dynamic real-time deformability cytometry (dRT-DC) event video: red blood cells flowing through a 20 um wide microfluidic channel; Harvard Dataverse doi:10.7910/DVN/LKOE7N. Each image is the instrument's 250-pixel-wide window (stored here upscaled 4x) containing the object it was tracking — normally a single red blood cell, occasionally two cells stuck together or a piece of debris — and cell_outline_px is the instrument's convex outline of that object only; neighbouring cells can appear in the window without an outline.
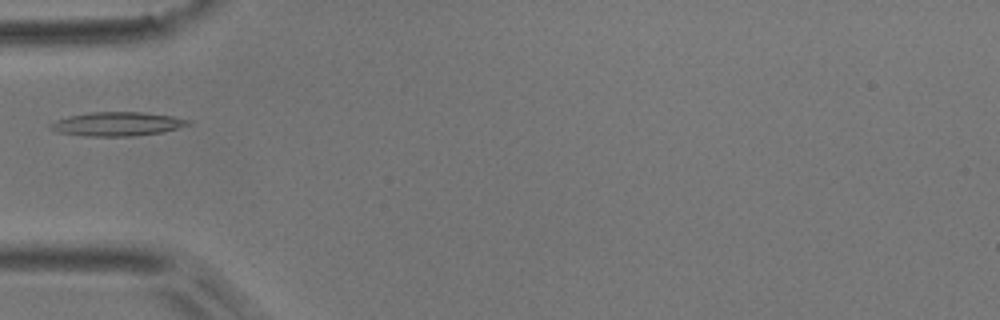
{"species": "common noctule bat (a hibernating species)", "species_latin": "Nyctalus noctula", "temperature_condition": "room temperature", "stored_images_in_passage": 2, "camera_frame_rate_fps": 3000, "um_per_image_px": 0.085, "animal": {"sex": "male", "body_mass_g": 17.9}, "frame": {"image": 1, "passage_image": 2, "time_ms": 0.333, "image_size_px": [1000, 320], "cell_outline_px": [[192, 124], [160, 132], [136, 136], [84, 136], [56, 132], [48, 128], [48, 124], [56, 120], [68, 116], [88, 112], [140, 112], [172, 116], [192, 120]], "centroid_in_image_um": [9.92, 10.54], "position_along_channel_um": 75.1, "area_um2": 19.31}}